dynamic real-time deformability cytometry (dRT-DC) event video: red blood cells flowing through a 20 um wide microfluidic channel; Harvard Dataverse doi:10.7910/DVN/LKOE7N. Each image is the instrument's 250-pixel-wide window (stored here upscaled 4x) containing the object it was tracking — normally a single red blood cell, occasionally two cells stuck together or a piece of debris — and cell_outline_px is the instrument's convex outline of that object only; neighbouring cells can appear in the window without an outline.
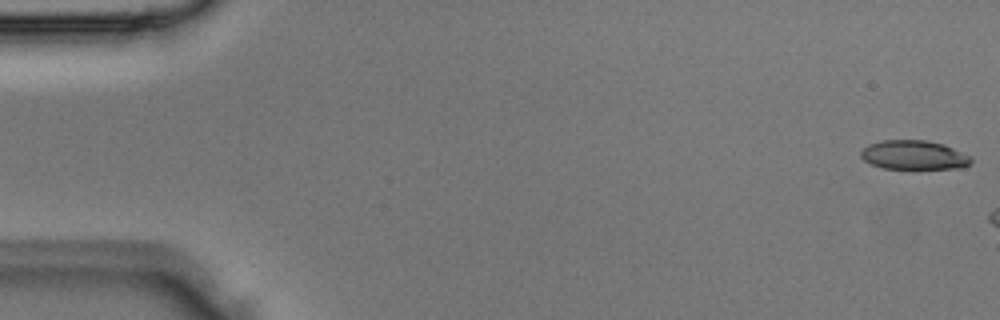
{"species": "Egyptian fruit bat (a non-hibernating species)", "species_latin": "Rousettus aegyptiacus", "temperature_condition": "room temperature", "stored_images_in_passage": 3, "camera_frame_rate_fps": 3000, "um_per_image_px": 0.085, "animal": {"sex": "male"}, "frame": {"image": 1, "passage_image": 1, "time_ms": 0.0, "image_size_px": [1000, 320], "cell_outline_px": [[972, 164], [956, 168], [884, 168], [872, 164], [864, 160], [860, 156], [860, 152], [868, 144], [880, 140], [928, 140], [944, 144], [972, 156]], "centroid_in_image_um": [77.7, 13.16], "position_along_channel_um": 7.3, "area_um2": 18.73}}